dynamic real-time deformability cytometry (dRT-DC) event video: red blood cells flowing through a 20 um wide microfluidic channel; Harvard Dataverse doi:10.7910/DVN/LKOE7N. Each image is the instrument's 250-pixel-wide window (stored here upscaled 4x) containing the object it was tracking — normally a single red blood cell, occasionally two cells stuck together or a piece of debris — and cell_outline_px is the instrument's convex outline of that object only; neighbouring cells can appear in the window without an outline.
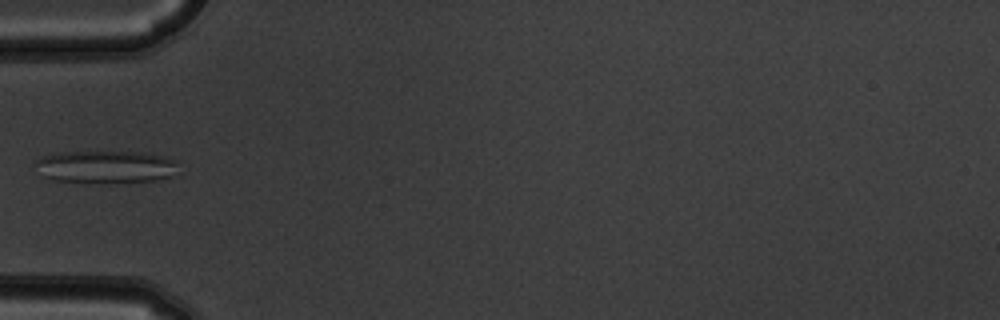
{"species": "common noctule bat (a hibernating species)", "species_latin": "Nyctalus noctula", "temperature_condition": "warm", "stored_images_in_passage": 3, "camera_frame_rate_fps": 3000, "um_per_image_px": 0.085, "animal": {"sex": "male", "body_mass_g": 19.5, "forearm_length_mm": 54.6}, "frame": {"image": 1, "passage_image": 2, "time_ms": 0.333, "image_size_px": [1000, 320], "cell_outline_px": [[176, 160], [168, 176], [156, 180], [96, 184], [56, 180], [44, 176], [36, 164], [36, 160], [40, 156], [60, 152], [144, 152], [164, 156]], "centroid_in_image_um": [8.91, 14.18], "position_along_channel_um": 76.1, "area_um2": 26.88}}